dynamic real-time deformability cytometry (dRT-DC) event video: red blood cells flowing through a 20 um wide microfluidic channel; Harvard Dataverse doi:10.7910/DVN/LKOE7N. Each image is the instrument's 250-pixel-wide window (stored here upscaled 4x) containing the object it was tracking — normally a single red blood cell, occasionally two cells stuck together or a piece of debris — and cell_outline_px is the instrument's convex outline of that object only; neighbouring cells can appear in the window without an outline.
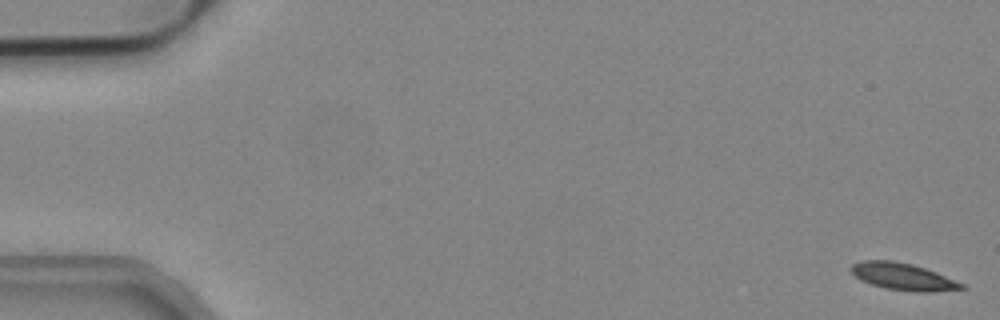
{"species": "common noctule bat (a hibernating species)", "species_latin": "Nyctalus noctula", "temperature_condition": "cold", "stored_images_in_passage": 54, "camera_frame_rate_fps": 3000, "um_per_image_px": 0.085, "animal": {"sex": "male", "body_mass_g": 19.2, "forearm_length_mm": 51.8}, "frame": {"image": 1, "passage_image": 1, "time_ms": 0.0, "image_size_px": [1000, 320], "cell_outline_px": [[968, 288], [932, 292], [916, 292], [884, 288], [860, 280], [852, 272], [852, 264], [864, 260], [892, 260], [912, 264], [936, 272], [964, 284]], "centroid_in_image_um": [76.78, 23.52], "position_along_channel_um": 8.2, "area_um2": 17.28}}
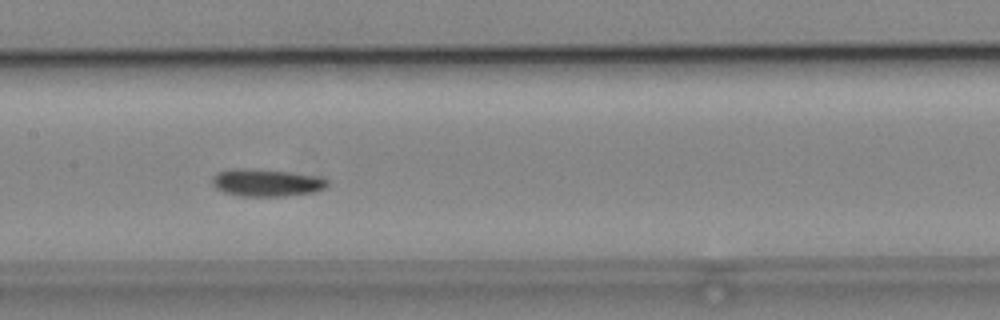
{"frame": {"image": 2, "passage_image": 27, "time_ms": 8.667, "image_size_px": [1000, 320], "cell_outline_px": [[328, 188], [316, 192], [288, 196], [240, 196], [224, 192], [216, 188], [212, 184], [212, 176], [216, 172], [228, 168], [248, 168], [288, 172], [312, 176], [328, 180]], "centroid_in_image_um": [22.61, 15.53], "position_along_channel_um": 184.8, "area_um2": 18.55}}
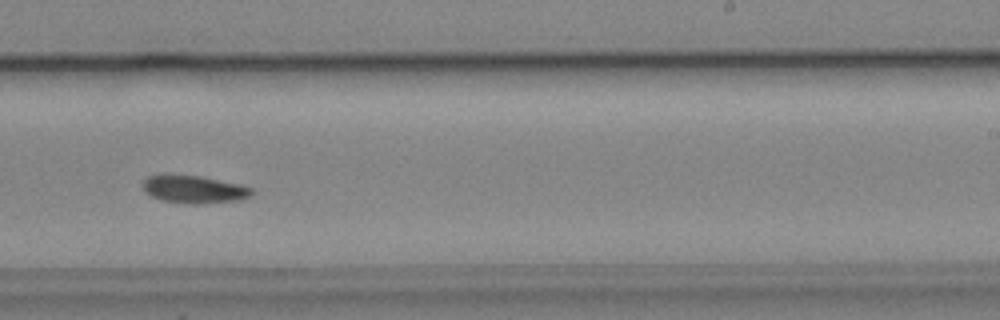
{"frame": {"image": 3, "passage_image": 34, "time_ms": 11.0, "image_size_px": [1000, 320], "cell_outline_px": [[252, 196], [240, 200], [200, 204], [184, 204], [160, 200], [152, 196], [144, 188], [144, 180], [148, 176], [168, 172], [200, 176], [240, 184], [252, 188]], "centroid_in_image_um": [16.48, 16.07], "position_along_channel_um": 272.5, "area_um2": 18.03}, "authors_computed_cell_mechanics": {"area_um2": 17.4556, "velocity_mm_per_s": 3.7874, "shape_relaxation_time_tau1_ms": 5.8546, "shape_relaxation_time_tau2_ms": null, "deformation_change_tau1": 0.1103, "deformation_change_tau2": null}}